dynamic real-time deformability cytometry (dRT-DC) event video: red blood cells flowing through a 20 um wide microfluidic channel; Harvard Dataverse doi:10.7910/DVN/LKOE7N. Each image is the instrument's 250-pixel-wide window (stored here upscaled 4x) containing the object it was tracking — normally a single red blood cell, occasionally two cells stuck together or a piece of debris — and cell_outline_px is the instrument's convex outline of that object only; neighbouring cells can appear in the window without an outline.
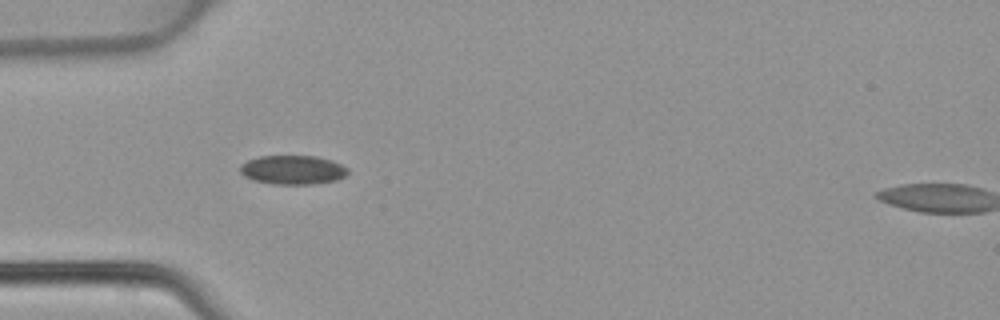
{"species": "common noctule bat (a hibernating species)", "species_latin": "Nyctalus noctula", "temperature_condition": "warm", "stored_images_in_passage": 34, "camera_frame_rate_fps": 3000, "um_per_image_px": 0.085, "animal": {"sex": "female", "body_mass_g": 22.7, "forearm_length_mm": 54.2}, "frame": {"image": 1, "passage_image": 1, "time_ms": 0.0, "image_size_px": [1000, 320], "cell_outline_px": [[348, 172], [344, 176], [336, 180], [312, 184], [272, 184], [252, 180], [244, 176], [240, 172], [240, 164], [248, 160], [260, 156], [316, 156], [332, 160], [348, 168]], "centroid_in_image_um": [24.86, 14.44], "position_along_channel_um": 60.1, "area_um2": 18.26}}
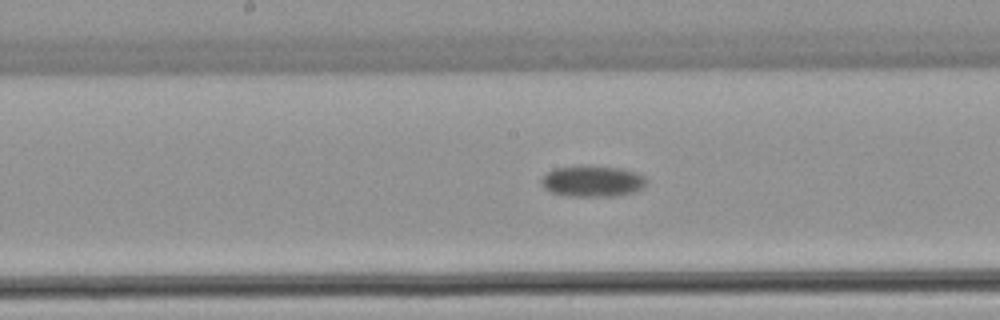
{"frame": {"image": 2, "passage_image": 11, "time_ms": 3.333, "image_size_px": [1000, 320], "cell_outline_px": [[648, 180], [640, 188], [632, 192], [616, 196], [572, 196], [552, 192], [544, 188], [540, 180], [548, 172], [556, 168], [584, 164], [588, 164], [616, 168], [636, 172], [644, 176]], "centroid_in_image_um": [50.34, 15.38], "position_along_channel_um": 197.9, "area_um2": 19.02}}
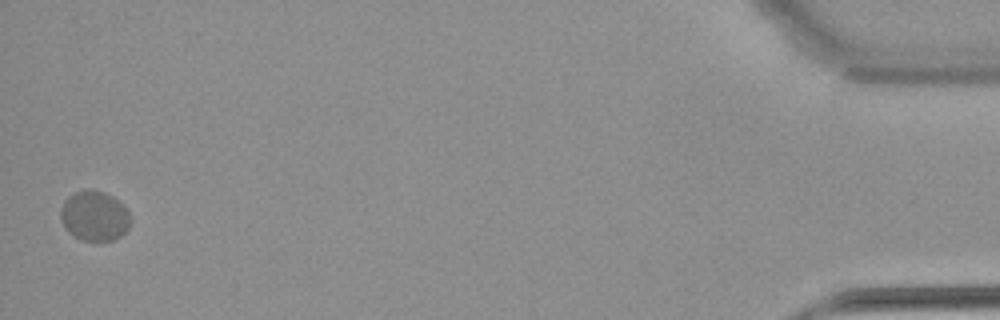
{"frame": {"image": 3, "passage_image": 34, "time_ms": 11.0, "image_size_px": [1000, 320], "cell_outline_px": [[128, 228], [120, 236], [112, 240], [80, 240], [72, 236], [64, 228], [60, 220], [60, 208], [64, 200], [72, 192], [88, 188], [104, 192], [112, 196], [124, 204], [128, 212]], "centroid_in_image_um": [7.96, 18.33], "position_along_channel_um": 427.2, "area_um2": 20.58}}